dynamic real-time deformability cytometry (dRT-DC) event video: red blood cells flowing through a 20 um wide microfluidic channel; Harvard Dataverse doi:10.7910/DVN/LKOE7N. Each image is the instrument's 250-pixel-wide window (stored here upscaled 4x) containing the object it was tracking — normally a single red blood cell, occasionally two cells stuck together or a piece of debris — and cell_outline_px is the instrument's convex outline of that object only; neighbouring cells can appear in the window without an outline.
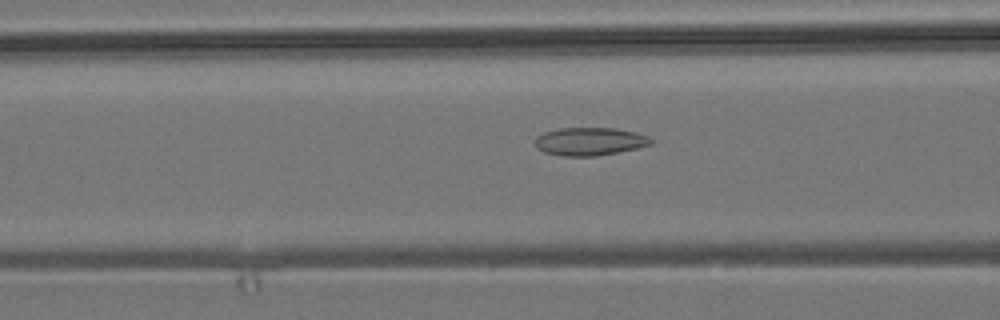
{"species": "common noctule bat (a hibernating species)", "species_latin": "Nyctalus noctula", "temperature_condition": "room temperature", "stored_images_in_passage": 47, "camera_frame_rate_fps": 3000, "um_per_image_px": 0.085, "animal": {"sex": "male", "body_mass_g": 19.2, "forearm_length_mm": 51.8}, "frame": {"image": 1, "passage_image": 19, "time_ms": 6.0, "image_size_px": [1000, 320], "cell_outline_px": [[656, 140], [652, 144], [636, 148], [596, 156], [564, 156], [544, 152], [536, 148], [536, 136], [544, 132], [560, 128], [616, 128], [636, 132], [648, 136]], "centroid_in_image_um": [50.15, 12.01], "position_along_channel_um": 116.5, "area_um2": 18.96}}
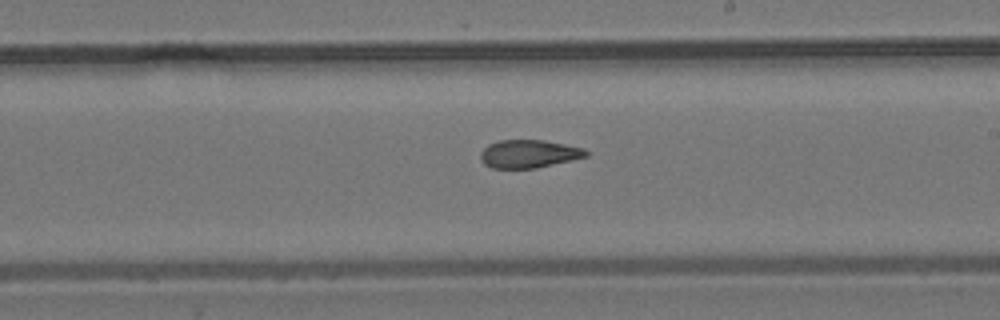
{"frame": {"image": 2, "passage_image": 29, "time_ms": 9.333, "image_size_px": [1000, 320], "cell_outline_px": [[588, 156], [536, 168], [492, 168], [484, 164], [480, 160], [480, 152], [488, 144], [500, 140], [544, 140], [584, 148], [588, 152]], "centroid_in_image_um": [44.92, 13.07], "position_along_channel_um": 244.1, "area_um2": 17.22}}
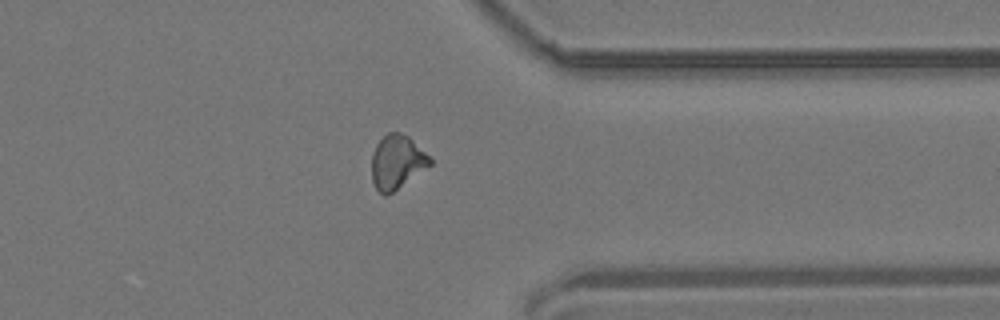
{"frame": {"image": 3, "passage_image": 40, "time_ms": 13.0, "image_size_px": [1000, 320], "cell_outline_px": [[432, 164], [392, 192], [384, 196], [376, 188], [372, 180], [372, 152], [376, 144], [388, 132], [400, 132], [408, 136], [432, 160]], "centroid_in_image_um": [33.71, 13.76], "position_along_channel_um": 377.7, "area_um2": 17.98}}